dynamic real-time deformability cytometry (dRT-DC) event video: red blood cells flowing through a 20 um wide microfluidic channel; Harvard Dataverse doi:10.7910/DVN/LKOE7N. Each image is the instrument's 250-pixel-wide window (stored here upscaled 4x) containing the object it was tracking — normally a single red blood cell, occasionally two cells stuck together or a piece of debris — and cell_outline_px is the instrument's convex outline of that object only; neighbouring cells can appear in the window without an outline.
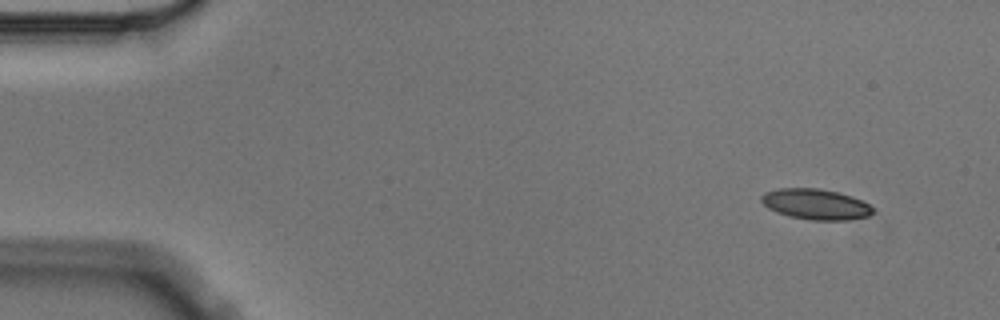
{"species": "Egyptian fruit bat (a non-hibernating species)", "species_latin": "Rousettus aegyptiacus", "temperature_condition": "cold", "stored_images_in_passage": 5, "camera_frame_rate_fps": 3000, "um_per_image_px": 0.085, "animal": {"sex": "male"}, "frame": {"image": 1, "passage_image": 1, "time_ms": 0.0, "image_size_px": [1000, 320], "cell_outline_px": [[876, 212], [868, 216], [844, 220], [812, 220], [788, 216], [776, 212], [768, 208], [760, 200], [760, 196], [764, 192], [780, 188], [820, 188], [852, 196], [868, 204]], "centroid_in_image_um": [69.31, 17.35], "position_along_channel_um": 15.7, "area_um2": 19.88}}
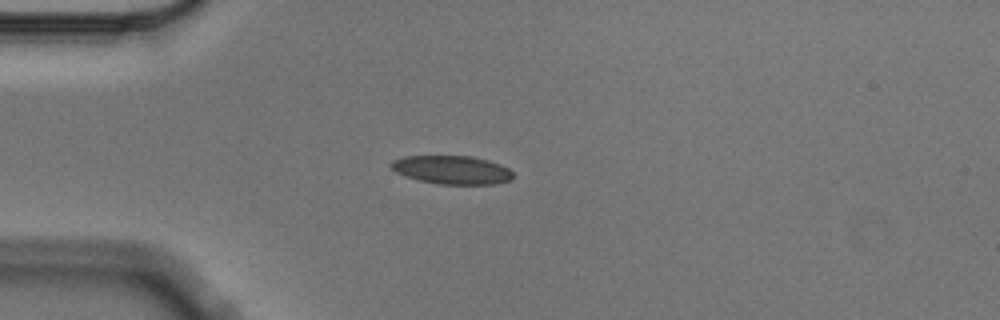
{"frame": {"image": 2, "passage_image": 4, "time_ms": 1.0, "image_size_px": [1000, 320], "cell_outline_px": [[512, 180], [492, 184], [440, 184], [420, 180], [396, 172], [388, 164], [392, 160], [404, 156], [472, 156], [488, 160], [500, 164], [508, 168], [512, 172]], "centroid_in_image_um": [38.42, 14.43], "position_along_channel_um": 46.6, "area_um2": 20.11}}
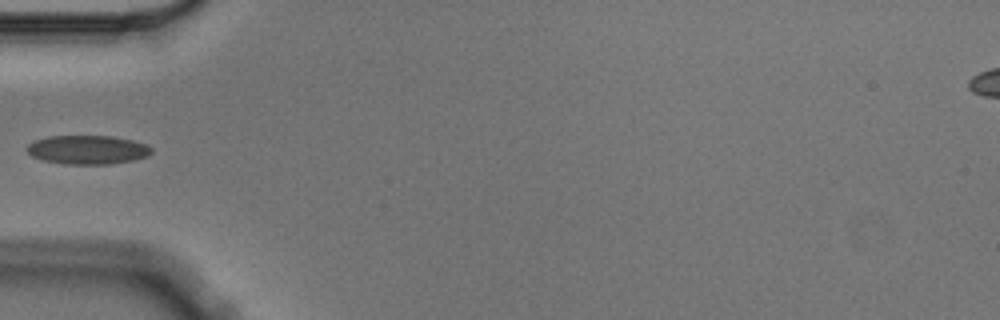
{"frame": {"image": 3, "passage_image": 5, "time_ms": 1.333, "image_size_px": [1000, 320], "cell_outline_px": [[152, 152], [148, 156], [132, 160], [112, 164], [64, 164], [44, 160], [32, 156], [24, 148], [28, 144], [36, 140], [48, 136], [112, 136], [132, 140], [148, 144], [152, 148]], "centroid_in_image_um": [7.46, 12.73], "position_along_channel_um": 77.5, "area_um2": 21.04}}